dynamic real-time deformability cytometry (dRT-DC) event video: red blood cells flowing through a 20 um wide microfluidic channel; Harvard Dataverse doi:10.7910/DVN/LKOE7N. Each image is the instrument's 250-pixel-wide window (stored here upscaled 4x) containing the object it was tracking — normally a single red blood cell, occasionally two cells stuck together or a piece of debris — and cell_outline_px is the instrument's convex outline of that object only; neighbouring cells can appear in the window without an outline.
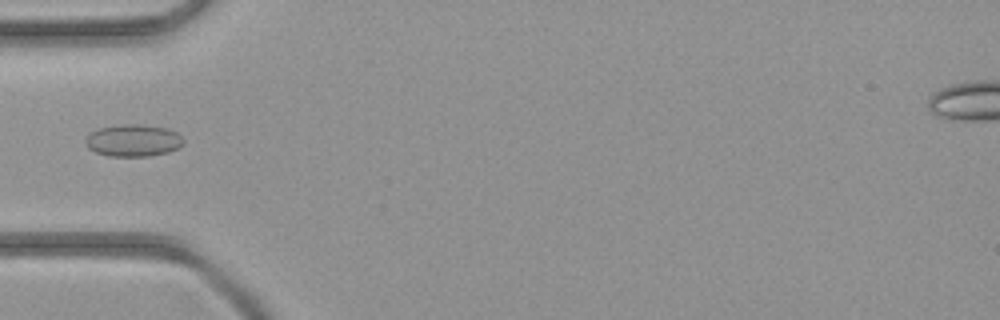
{"species": "common noctule bat (a hibernating species)", "species_latin": "Nyctalus noctula", "temperature_condition": "room temperature", "stored_images_in_passage": 3, "camera_frame_rate_fps": 3000, "um_per_image_px": 0.085, "animal": {"sex": "female", "body_mass_g": 21.9}, "frame": {"image": 1, "passage_image": 3, "time_ms": 2.333, "image_size_px": [1000, 320], "cell_outline_px": [[184, 144], [168, 152], [148, 156], [108, 156], [96, 152], [88, 148], [84, 140], [92, 132], [100, 128], [124, 124], [136, 124], [168, 128], [176, 132], [184, 140]], "centroid_in_image_um": [11.33, 11.94], "position_along_channel_um": 73.7, "area_um2": 18.15}}